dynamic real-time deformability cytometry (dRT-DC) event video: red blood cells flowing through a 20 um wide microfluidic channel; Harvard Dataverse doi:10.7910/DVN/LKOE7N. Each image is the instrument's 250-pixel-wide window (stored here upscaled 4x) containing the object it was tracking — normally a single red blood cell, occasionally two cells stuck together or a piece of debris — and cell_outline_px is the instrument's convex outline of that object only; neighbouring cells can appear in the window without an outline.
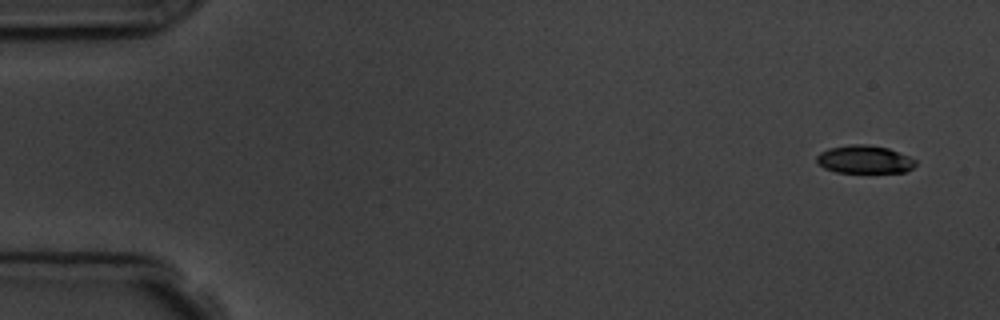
{"species": "common noctule bat (a hibernating species)", "species_latin": "Nyctalus noctula", "temperature_condition": "room temperature", "stored_images_in_passage": 5, "camera_frame_rate_fps": 3000, "um_per_image_px": 0.085, "animal": {"sex": "male", "body_mass_g": 19.5, "forearm_length_mm": 54.6}, "frame": {"image": 1, "passage_image": 1, "time_ms": 0.0, "image_size_px": [1000, 320], "cell_outline_px": [[916, 164], [912, 168], [904, 172], [836, 172], [824, 168], [816, 160], [816, 156], [820, 152], [828, 148], [848, 144], [864, 144], [888, 148], [908, 156], [916, 160]], "centroid_in_image_um": [73.46, 13.54], "position_along_channel_um": 11.5, "area_um2": 16.07}}
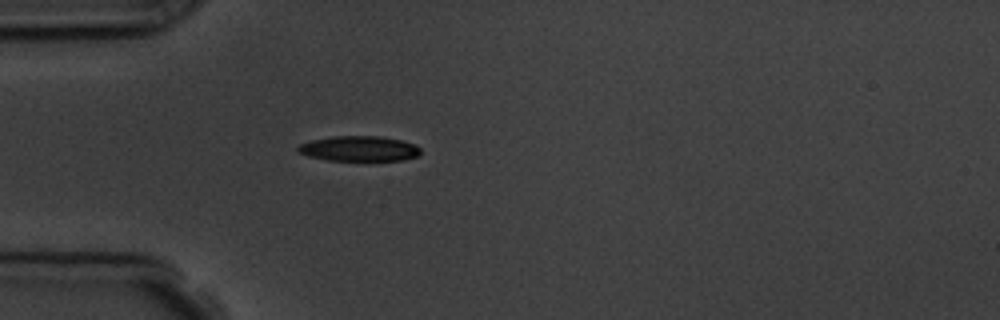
{"frame": {"image": 2, "passage_image": 5, "time_ms": 4.333, "image_size_px": [1000, 320], "cell_outline_px": [[420, 152], [416, 156], [404, 160], [328, 160], [308, 156], [300, 152], [296, 148], [300, 144], [312, 140], [332, 136], [380, 136], [400, 140], [416, 144], [420, 148]], "centroid_in_image_um": [30.54, 12.62], "position_along_channel_um": 54.5, "area_um2": 17.86}}